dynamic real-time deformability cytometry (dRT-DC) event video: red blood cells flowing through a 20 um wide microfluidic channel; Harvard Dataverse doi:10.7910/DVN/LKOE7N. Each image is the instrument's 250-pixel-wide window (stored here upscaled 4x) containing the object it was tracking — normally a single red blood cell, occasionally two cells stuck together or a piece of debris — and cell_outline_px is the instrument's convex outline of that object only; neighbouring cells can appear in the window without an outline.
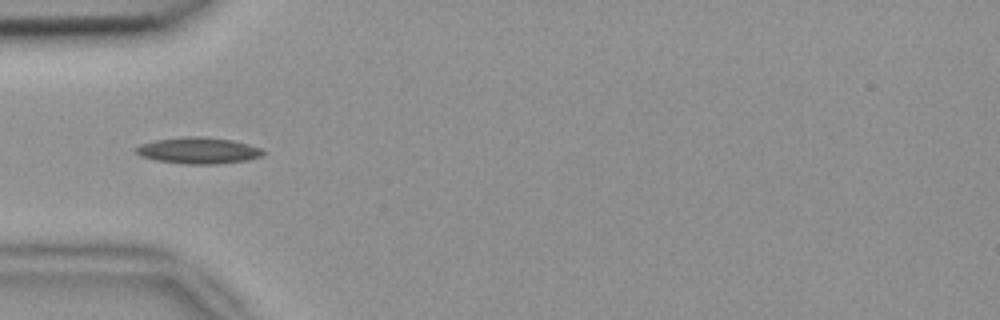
{"species": "common noctule bat (a hibernating species)", "species_latin": "Nyctalus noctula", "temperature_condition": "room temperature", "stored_images_in_passage": 7, "camera_frame_rate_fps": 3000, "um_per_image_px": 0.085, "animal": {"sex": "female", "body_mass_g": 18.4}, "frame": {"image": 1, "passage_image": 3, "time_ms": 0.667, "image_size_px": [1000, 320], "cell_outline_px": [[264, 156], [248, 160], [216, 164], [184, 164], [156, 160], [140, 156], [136, 152], [136, 148], [140, 144], [156, 140], [188, 136], [196, 136], [232, 140], [248, 144], [260, 148], [264, 152]], "centroid_in_image_um": [16.87, 12.8], "position_along_channel_um": 68.1, "area_um2": 19.42}}
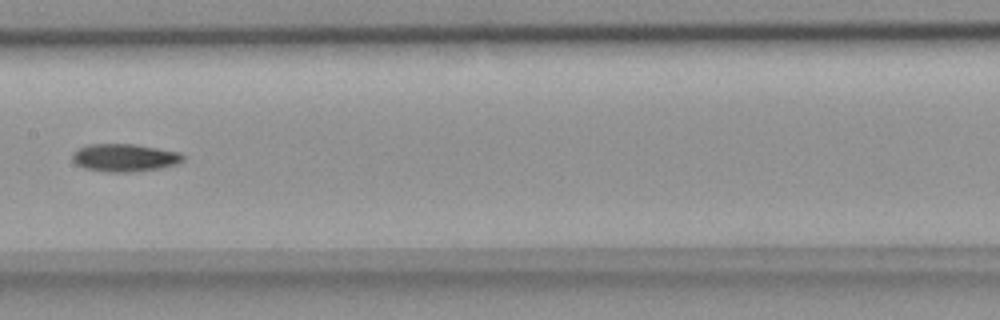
{"frame": {"image": 2, "passage_image": 6, "time_ms": 1.667, "image_size_px": [1000, 320], "cell_outline_px": [[184, 160], [176, 164], [160, 168], [132, 172], [108, 172], [84, 168], [76, 164], [72, 160], [72, 156], [80, 148], [88, 144], [136, 144], [180, 152], [184, 156]], "centroid_in_image_um": [10.61, 13.4], "position_along_channel_um": 196.8, "area_um2": 17.86}}
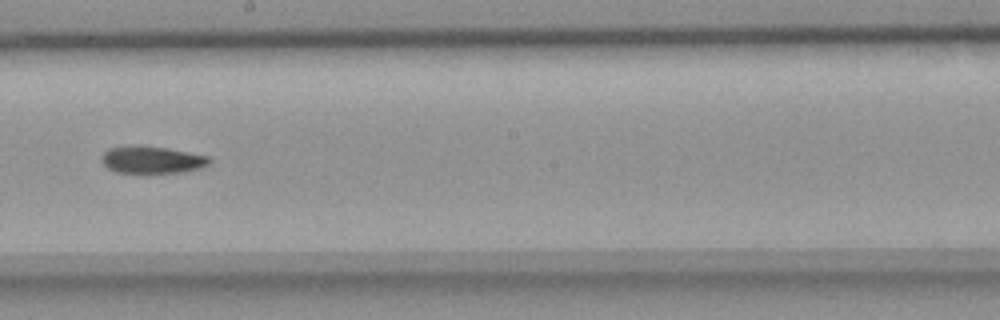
{"frame": {"image": 3, "passage_image": 7, "time_ms": 2.0, "image_size_px": [1000, 320], "cell_outline_px": [[212, 160], [208, 164], [200, 168], [180, 172], [116, 172], [108, 168], [100, 160], [100, 156], [108, 148], [132, 144], [140, 144], [168, 148], [208, 156]], "centroid_in_image_um": [12.86, 13.54], "position_along_channel_um": 235.3, "area_um2": 17.22}}